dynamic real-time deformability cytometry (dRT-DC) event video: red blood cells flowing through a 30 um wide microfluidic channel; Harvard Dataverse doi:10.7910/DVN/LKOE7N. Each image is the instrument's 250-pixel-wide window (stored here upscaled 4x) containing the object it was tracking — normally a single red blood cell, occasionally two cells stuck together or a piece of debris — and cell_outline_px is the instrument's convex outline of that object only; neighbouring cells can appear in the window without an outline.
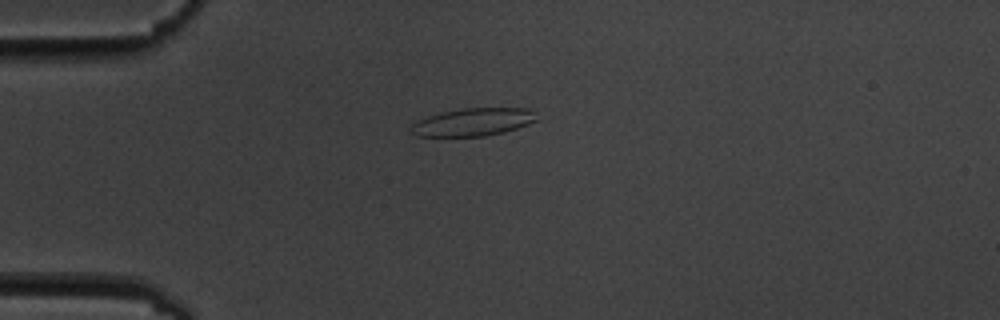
{"species": "common noctule bat (a hibernating species)", "species_latin": "Nyctalus noctula", "temperature_condition": "cold", "stored_images_in_passage": 8, "camera_frame_rate_fps": 3000, "um_per_image_px": 0.085, "animal": {"sex": "male", "body_mass_g": 19.5, "forearm_length_mm": 54.6}, "frame": {"image": 1, "passage_image": 5, "time_ms": 4.667, "image_size_px": [1000, 320], "cell_outline_px": [[540, 120], [504, 132], [484, 136], [416, 136], [408, 132], [408, 128], [412, 124], [428, 116], [440, 112], [460, 108], [528, 108], [536, 112]], "centroid_in_image_um": [40.22, 10.37], "position_along_channel_um": 44.8, "area_um2": 20.63}}
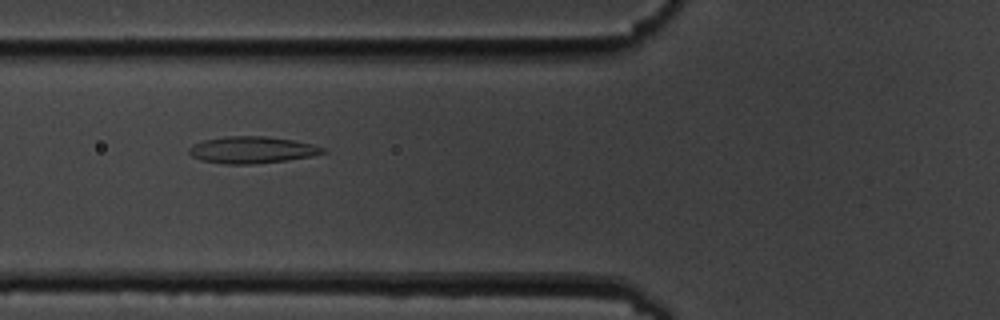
{"frame": {"image": 2, "passage_image": 7, "time_ms": 7.0, "image_size_px": [1000, 320], "cell_outline_px": [[328, 152], [312, 156], [288, 160], [252, 164], [224, 164], [200, 160], [192, 156], [188, 152], [188, 148], [192, 144], [204, 140], [224, 136], [264, 136], [292, 140], [312, 144], [324, 148]], "centroid_in_image_um": [21.39, 12.74], "position_along_channel_um": 104.4, "area_um2": 20.98}}
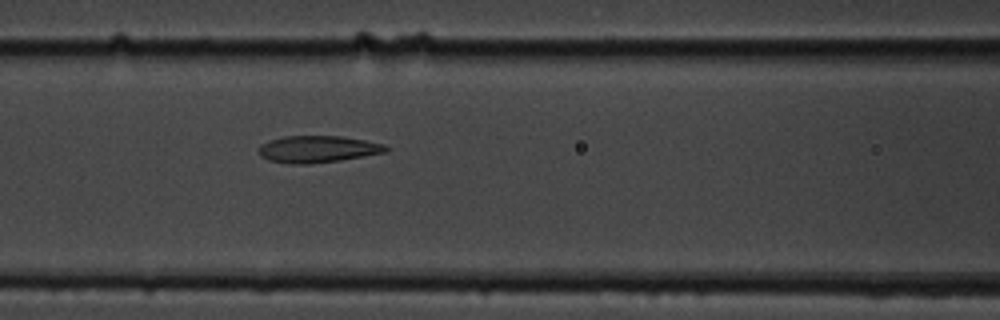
{"frame": {"image": 3, "passage_image": 8, "time_ms": 8.0, "image_size_px": [1000, 320], "cell_outline_px": [[388, 152], [340, 160], [308, 164], [292, 164], [268, 160], [260, 156], [260, 144], [268, 140], [284, 136], [340, 136], [364, 140], [384, 144], [388, 148]], "centroid_in_image_um": [26.99, 12.67], "position_along_channel_um": 139.6, "area_um2": 19.88}}